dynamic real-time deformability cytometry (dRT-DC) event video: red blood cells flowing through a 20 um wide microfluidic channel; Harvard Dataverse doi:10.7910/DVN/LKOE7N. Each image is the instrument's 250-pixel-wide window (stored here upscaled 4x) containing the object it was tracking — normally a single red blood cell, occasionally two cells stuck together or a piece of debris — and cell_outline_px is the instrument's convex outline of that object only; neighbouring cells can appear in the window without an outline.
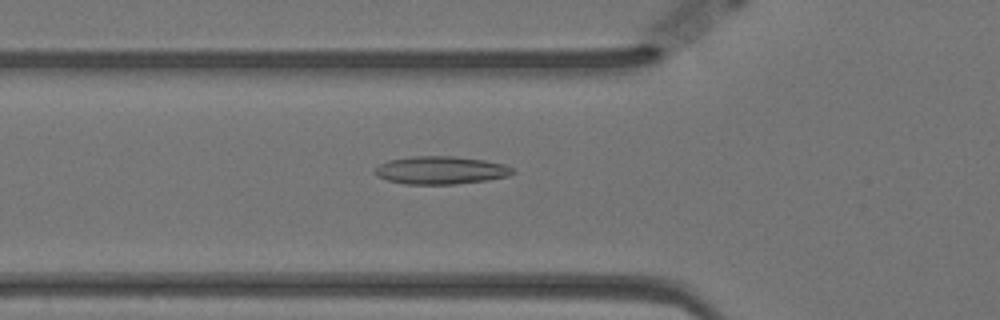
{"species": "Egyptian fruit bat (a non-hibernating species)", "species_latin": "Rousettus aegyptiacus", "temperature_condition": "warm", "stored_images_in_passage": 41, "camera_frame_rate_fps": 3000, "um_per_image_px": 0.085, "animal": {"sex": "female"}, "frame": {"image": 1, "passage_image": 3, "time_ms": 0.667, "image_size_px": [1000, 320], "cell_outline_px": [[516, 172], [508, 176], [488, 180], [456, 184], [404, 184], [388, 180], [376, 176], [376, 168], [380, 164], [388, 160], [412, 156], [456, 156], [484, 160], [504, 164], [512, 168]], "centroid_in_image_um": [37.49, 14.47], "position_along_channel_um": 88.3, "area_um2": 22.43}}
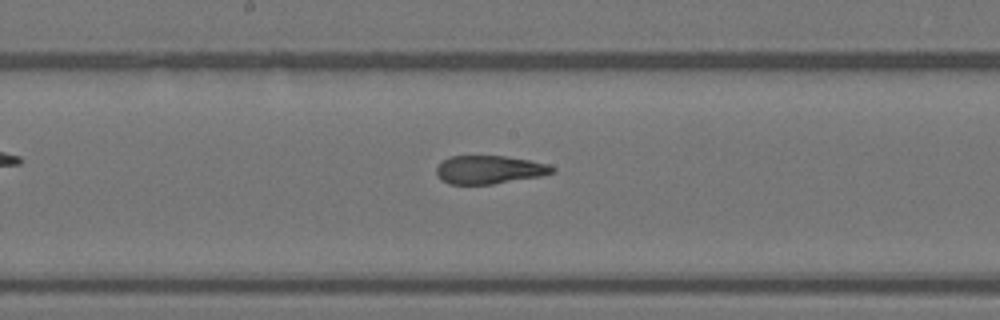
{"frame": {"image": 2, "passage_image": 13, "time_ms": 4.0, "image_size_px": [1000, 320], "cell_outline_px": [[556, 172], [544, 176], [492, 184], [448, 184], [440, 180], [436, 176], [436, 168], [444, 160], [452, 156], [504, 156], [528, 160], [548, 164], [556, 168]], "centroid_in_image_um": [41.62, 14.44], "position_along_channel_um": 206.6, "area_um2": 19.25}}
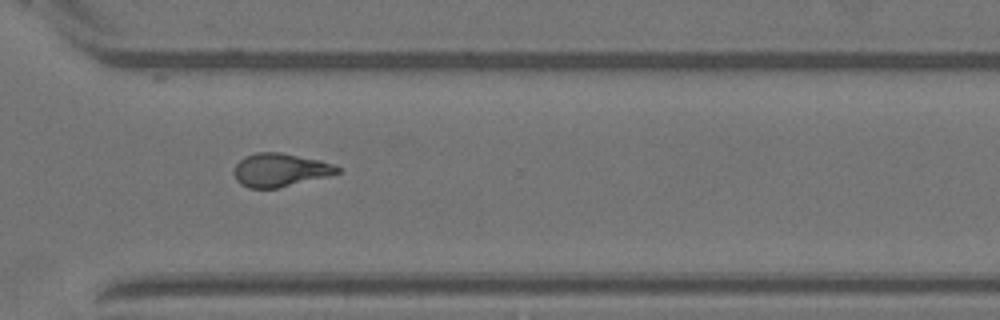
{"frame": {"image": 3, "passage_image": 25, "time_ms": 8.0, "image_size_px": [1000, 320], "cell_outline_px": [[340, 172], [328, 176], [280, 188], [248, 188], [240, 184], [236, 180], [232, 172], [236, 164], [244, 156], [256, 152], [280, 152], [320, 160], [332, 164], [340, 168]], "centroid_in_image_um": [23.77, 14.45], "position_along_channel_um": 346.8, "area_um2": 20.23}, "authors_computed_cell_mechanics": {"area_um2": 20.1722, "velocity_mm_per_s": 3.5235, "shape_relaxation_time_tau1_ms": null, "shape_relaxation_time_tau2_ms": 1.5028, "deformation_change_tau1": null, "deformation_change_tau2": 0.082}}